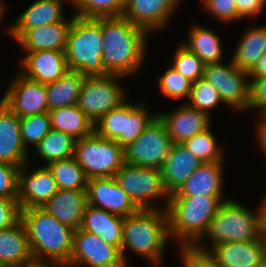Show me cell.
Segmentation results:
<instances>
[{
  "label": "cell",
  "mask_w": 266,
  "mask_h": 267,
  "mask_svg": "<svg viewBox=\"0 0 266 267\" xmlns=\"http://www.w3.org/2000/svg\"><path fill=\"white\" fill-rule=\"evenodd\" d=\"M121 254L128 266L125 249L159 265L169 235L168 214L163 209H139L124 217Z\"/></svg>",
  "instance_id": "277c9868"
},
{
  "label": "cell",
  "mask_w": 266,
  "mask_h": 267,
  "mask_svg": "<svg viewBox=\"0 0 266 267\" xmlns=\"http://www.w3.org/2000/svg\"><path fill=\"white\" fill-rule=\"evenodd\" d=\"M28 151L21 138L20 118L0 101V162L21 168L27 164Z\"/></svg>",
  "instance_id": "d6986e66"
},
{
  "label": "cell",
  "mask_w": 266,
  "mask_h": 267,
  "mask_svg": "<svg viewBox=\"0 0 266 267\" xmlns=\"http://www.w3.org/2000/svg\"><path fill=\"white\" fill-rule=\"evenodd\" d=\"M157 115L165 124L173 144H182L210 127V116L188 104L180 106L172 113L163 112Z\"/></svg>",
  "instance_id": "ffe728a7"
},
{
  "label": "cell",
  "mask_w": 266,
  "mask_h": 267,
  "mask_svg": "<svg viewBox=\"0 0 266 267\" xmlns=\"http://www.w3.org/2000/svg\"><path fill=\"white\" fill-rule=\"evenodd\" d=\"M202 5L221 21H235L241 19L235 0H200Z\"/></svg>",
  "instance_id": "7bdbcfd3"
},
{
  "label": "cell",
  "mask_w": 266,
  "mask_h": 267,
  "mask_svg": "<svg viewBox=\"0 0 266 267\" xmlns=\"http://www.w3.org/2000/svg\"><path fill=\"white\" fill-rule=\"evenodd\" d=\"M229 199L222 196L170 195L166 209L169 235L181 246H194L203 239L220 206Z\"/></svg>",
  "instance_id": "3957f363"
},
{
  "label": "cell",
  "mask_w": 266,
  "mask_h": 267,
  "mask_svg": "<svg viewBox=\"0 0 266 267\" xmlns=\"http://www.w3.org/2000/svg\"><path fill=\"white\" fill-rule=\"evenodd\" d=\"M21 62L20 73L28 79L42 84L57 81L69 70L65 51L42 50L27 52Z\"/></svg>",
  "instance_id": "ac0fdd59"
},
{
  "label": "cell",
  "mask_w": 266,
  "mask_h": 267,
  "mask_svg": "<svg viewBox=\"0 0 266 267\" xmlns=\"http://www.w3.org/2000/svg\"><path fill=\"white\" fill-rule=\"evenodd\" d=\"M119 75L85 77L77 106L93 122L125 102Z\"/></svg>",
  "instance_id": "9c48e42d"
},
{
  "label": "cell",
  "mask_w": 266,
  "mask_h": 267,
  "mask_svg": "<svg viewBox=\"0 0 266 267\" xmlns=\"http://www.w3.org/2000/svg\"><path fill=\"white\" fill-rule=\"evenodd\" d=\"M86 195L87 204L122 217L139 210L114 177L89 179Z\"/></svg>",
  "instance_id": "9a60e30c"
},
{
  "label": "cell",
  "mask_w": 266,
  "mask_h": 267,
  "mask_svg": "<svg viewBox=\"0 0 266 267\" xmlns=\"http://www.w3.org/2000/svg\"><path fill=\"white\" fill-rule=\"evenodd\" d=\"M27 233L21 220L0 231V267H20L32 262Z\"/></svg>",
  "instance_id": "484cf974"
},
{
  "label": "cell",
  "mask_w": 266,
  "mask_h": 267,
  "mask_svg": "<svg viewBox=\"0 0 266 267\" xmlns=\"http://www.w3.org/2000/svg\"><path fill=\"white\" fill-rule=\"evenodd\" d=\"M87 179L114 177L125 164L124 147L95 132L76 140L74 156Z\"/></svg>",
  "instance_id": "52a82bcc"
},
{
  "label": "cell",
  "mask_w": 266,
  "mask_h": 267,
  "mask_svg": "<svg viewBox=\"0 0 266 267\" xmlns=\"http://www.w3.org/2000/svg\"><path fill=\"white\" fill-rule=\"evenodd\" d=\"M201 164L183 144H172L169 155L160 168L169 195L176 193Z\"/></svg>",
  "instance_id": "44dd1931"
},
{
  "label": "cell",
  "mask_w": 266,
  "mask_h": 267,
  "mask_svg": "<svg viewBox=\"0 0 266 267\" xmlns=\"http://www.w3.org/2000/svg\"><path fill=\"white\" fill-rule=\"evenodd\" d=\"M223 162L202 163L172 195L222 196Z\"/></svg>",
  "instance_id": "4316f807"
},
{
  "label": "cell",
  "mask_w": 266,
  "mask_h": 267,
  "mask_svg": "<svg viewBox=\"0 0 266 267\" xmlns=\"http://www.w3.org/2000/svg\"><path fill=\"white\" fill-rule=\"evenodd\" d=\"M20 167L0 162V198H18Z\"/></svg>",
  "instance_id": "b9f144b4"
},
{
  "label": "cell",
  "mask_w": 266,
  "mask_h": 267,
  "mask_svg": "<svg viewBox=\"0 0 266 267\" xmlns=\"http://www.w3.org/2000/svg\"><path fill=\"white\" fill-rule=\"evenodd\" d=\"M102 62L109 75L126 77L144 61L148 32L123 16L101 18Z\"/></svg>",
  "instance_id": "6da1fadb"
},
{
  "label": "cell",
  "mask_w": 266,
  "mask_h": 267,
  "mask_svg": "<svg viewBox=\"0 0 266 267\" xmlns=\"http://www.w3.org/2000/svg\"><path fill=\"white\" fill-rule=\"evenodd\" d=\"M190 107L206 113L209 116V110L223 103L219 92L203 77L193 83L190 97Z\"/></svg>",
  "instance_id": "ab89813d"
},
{
  "label": "cell",
  "mask_w": 266,
  "mask_h": 267,
  "mask_svg": "<svg viewBox=\"0 0 266 267\" xmlns=\"http://www.w3.org/2000/svg\"><path fill=\"white\" fill-rule=\"evenodd\" d=\"M265 52L266 25L249 28L240 40L232 61L239 69L249 73Z\"/></svg>",
  "instance_id": "f546056e"
},
{
  "label": "cell",
  "mask_w": 266,
  "mask_h": 267,
  "mask_svg": "<svg viewBox=\"0 0 266 267\" xmlns=\"http://www.w3.org/2000/svg\"><path fill=\"white\" fill-rule=\"evenodd\" d=\"M85 77L79 71L68 70L57 81L46 84L49 110L77 105Z\"/></svg>",
  "instance_id": "f1b7e54d"
},
{
  "label": "cell",
  "mask_w": 266,
  "mask_h": 267,
  "mask_svg": "<svg viewBox=\"0 0 266 267\" xmlns=\"http://www.w3.org/2000/svg\"><path fill=\"white\" fill-rule=\"evenodd\" d=\"M51 129L67 133L79 140L94 132L93 122L77 106H66L48 111Z\"/></svg>",
  "instance_id": "83f0119b"
},
{
  "label": "cell",
  "mask_w": 266,
  "mask_h": 267,
  "mask_svg": "<svg viewBox=\"0 0 266 267\" xmlns=\"http://www.w3.org/2000/svg\"><path fill=\"white\" fill-rule=\"evenodd\" d=\"M260 119L256 128H257V139L259 142V145L261 147V149L263 150V152L266 155V112H261L260 114Z\"/></svg>",
  "instance_id": "c3c4849f"
},
{
  "label": "cell",
  "mask_w": 266,
  "mask_h": 267,
  "mask_svg": "<svg viewBox=\"0 0 266 267\" xmlns=\"http://www.w3.org/2000/svg\"><path fill=\"white\" fill-rule=\"evenodd\" d=\"M73 18L74 16L70 20L65 19L61 22L26 30L16 41L22 45L25 52L42 50L65 51Z\"/></svg>",
  "instance_id": "7402d4cb"
},
{
  "label": "cell",
  "mask_w": 266,
  "mask_h": 267,
  "mask_svg": "<svg viewBox=\"0 0 266 267\" xmlns=\"http://www.w3.org/2000/svg\"><path fill=\"white\" fill-rule=\"evenodd\" d=\"M1 101L19 118L49 111L46 84L28 79L20 72L9 83Z\"/></svg>",
  "instance_id": "4fadbf2b"
},
{
  "label": "cell",
  "mask_w": 266,
  "mask_h": 267,
  "mask_svg": "<svg viewBox=\"0 0 266 267\" xmlns=\"http://www.w3.org/2000/svg\"><path fill=\"white\" fill-rule=\"evenodd\" d=\"M5 4L0 0V23L3 19V16H4V12H5Z\"/></svg>",
  "instance_id": "f5cc1de1"
},
{
  "label": "cell",
  "mask_w": 266,
  "mask_h": 267,
  "mask_svg": "<svg viewBox=\"0 0 266 267\" xmlns=\"http://www.w3.org/2000/svg\"><path fill=\"white\" fill-rule=\"evenodd\" d=\"M198 250L209 252L220 267H256L266 259V237L247 242H225L211 250L195 244Z\"/></svg>",
  "instance_id": "5bb4252c"
},
{
  "label": "cell",
  "mask_w": 266,
  "mask_h": 267,
  "mask_svg": "<svg viewBox=\"0 0 266 267\" xmlns=\"http://www.w3.org/2000/svg\"><path fill=\"white\" fill-rule=\"evenodd\" d=\"M172 144L165 124L157 116L134 142L124 147L125 164L160 169Z\"/></svg>",
  "instance_id": "30bf717a"
},
{
  "label": "cell",
  "mask_w": 266,
  "mask_h": 267,
  "mask_svg": "<svg viewBox=\"0 0 266 267\" xmlns=\"http://www.w3.org/2000/svg\"><path fill=\"white\" fill-rule=\"evenodd\" d=\"M189 32V41L183 44L185 47L195 53L206 65L222 61V46L215 31L196 25Z\"/></svg>",
  "instance_id": "4dcf8cb0"
},
{
  "label": "cell",
  "mask_w": 266,
  "mask_h": 267,
  "mask_svg": "<svg viewBox=\"0 0 266 267\" xmlns=\"http://www.w3.org/2000/svg\"><path fill=\"white\" fill-rule=\"evenodd\" d=\"M205 237L211 241L210 250L225 242H247L263 237L259 213L255 214L236 200L225 201L210 222Z\"/></svg>",
  "instance_id": "8992f818"
},
{
  "label": "cell",
  "mask_w": 266,
  "mask_h": 267,
  "mask_svg": "<svg viewBox=\"0 0 266 267\" xmlns=\"http://www.w3.org/2000/svg\"><path fill=\"white\" fill-rule=\"evenodd\" d=\"M124 217L86 205L80 228L121 251Z\"/></svg>",
  "instance_id": "d4e9b609"
},
{
  "label": "cell",
  "mask_w": 266,
  "mask_h": 267,
  "mask_svg": "<svg viewBox=\"0 0 266 267\" xmlns=\"http://www.w3.org/2000/svg\"><path fill=\"white\" fill-rule=\"evenodd\" d=\"M18 199L0 198V231L10 228L20 220Z\"/></svg>",
  "instance_id": "bcb514c9"
},
{
  "label": "cell",
  "mask_w": 266,
  "mask_h": 267,
  "mask_svg": "<svg viewBox=\"0 0 266 267\" xmlns=\"http://www.w3.org/2000/svg\"><path fill=\"white\" fill-rule=\"evenodd\" d=\"M75 16L82 18H108L123 15L126 0H73Z\"/></svg>",
  "instance_id": "e575fe53"
},
{
  "label": "cell",
  "mask_w": 266,
  "mask_h": 267,
  "mask_svg": "<svg viewBox=\"0 0 266 267\" xmlns=\"http://www.w3.org/2000/svg\"><path fill=\"white\" fill-rule=\"evenodd\" d=\"M262 204V205H261ZM260 204L259 207V219H260V228L262 231L263 236L266 237V197L264 198V201Z\"/></svg>",
  "instance_id": "f907efd6"
},
{
  "label": "cell",
  "mask_w": 266,
  "mask_h": 267,
  "mask_svg": "<svg viewBox=\"0 0 266 267\" xmlns=\"http://www.w3.org/2000/svg\"><path fill=\"white\" fill-rule=\"evenodd\" d=\"M157 116V114H149L144 103L136 105L127 114L125 132L117 141L118 144L126 147L131 142H134Z\"/></svg>",
  "instance_id": "74e56055"
},
{
  "label": "cell",
  "mask_w": 266,
  "mask_h": 267,
  "mask_svg": "<svg viewBox=\"0 0 266 267\" xmlns=\"http://www.w3.org/2000/svg\"><path fill=\"white\" fill-rule=\"evenodd\" d=\"M256 267H266V259Z\"/></svg>",
  "instance_id": "db71d44e"
},
{
  "label": "cell",
  "mask_w": 266,
  "mask_h": 267,
  "mask_svg": "<svg viewBox=\"0 0 266 267\" xmlns=\"http://www.w3.org/2000/svg\"><path fill=\"white\" fill-rule=\"evenodd\" d=\"M64 0H36L10 26L9 33L16 40L24 31L64 21Z\"/></svg>",
  "instance_id": "cb8c5ba5"
},
{
  "label": "cell",
  "mask_w": 266,
  "mask_h": 267,
  "mask_svg": "<svg viewBox=\"0 0 266 267\" xmlns=\"http://www.w3.org/2000/svg\"><path fill=\"white\" fill-rule=\"evenodd\" d=\"M173 67L193 83L203 77L206 64L183 44L174 54Z\"/></svg>",
  "instance_id": "60d3db41"
},
{
  "label": "cell",
  "mask_w": 266,
  "mask_h": 267,
  "mask_svg": "<svg viewBox=\"0 0 266 267\" xmlns=\"http://www.w3.org/2000/svg\"><path fill=\"white\" fill-rule=\"evenodd\" d=\"M158 80V86L165 98L189 99L193 82L179 73L173 66L168 68Z\"/></svg>",
  "instance_id": "f35d334b"
},
{
  "label": "cell",
  "mask_w": 266,
  "mask_h": 267,
  "mask_svg": "<svg viewBox=\"0 0 266 267\" xmlns=\"http://www.w3.org/2000/svg\"><path fill=\"white\" fill-rule=\"evenodd\" d=\"M123 102L94 123V132L104 139L118 141L125 132L127 114L136 106Z\"/></svg>",
  "instance_id": "836d02e7"
},
{
  "label": "cell",
  "mask_w": 266,
  "mask_h": 267,
  "mask_svg": "<svg viewBox=\"0 0 266 267\" xmlns=\"http://www.w3.org/2000/svg\"><path fill=\"white\" fill-rule=\"evenodd\" d=\"M250 98L248 109L266 112V76L250 77Z\"/></svg>",
  "instance_id": "f6af8a7d"
},
{
  "label": "cell",
  "mask_w": 266,
  "mask_h": 267,
  "mask_svg": "<svg viewBox=\"0 0 266 267\" xmlns=\"http://www.w3.org/2000/svg\"><path fill=\"white\" fill-rule=\"evenodd\" d=\"M51 130L48 112L20 118L21 138L26 149L27 145L36 147Z\"/></svg>",
  "instance_id": "8d00e7d4"
},
{
  "label": "cell",
  "mask_w": 266,
  "mask_h": 267,
  "mask_svg": "<svg viewBox=\"0 0 266 267\" xmlns=\"http://www.w3.org/2000/svg\"><path fill=\"white\" fill-rule=\"evenodd\" d=\"M114 178L139 209H158L152 200L164 197L167 208L170 195L165 189L161 169L124 164Z\"/></svg>",
  "instance_id": "ba28073f"
},
{
  "label": "cell",
  "mask_w": 266,
  "mask_h": 267,
  "mask_svg": "<svg viewBox=\"0 0 266 267\" xmlns=\"http://www.w3.org/2000/svg\"><path fill=\"white\" fill-rule=\"evenodd\" d=\"M86 205V191L58 190L42 208L60 223L77 230L81 226Z\"/></svg>",
  "instance_id": "603a6c76"
},
{
  "label": "cell",
  "mask_w": 266,
  "mask_h": 267,
  "mask_svg": "<svg viewBox=\"0 0 266 267\" xmlns=\"http://www.w3.org/2000/svg\"><path fill=\"white\" fill-rule=\"evenodd\" d=\"M248 77L250 78L249 73L239 69L232 60L227 66L222 62L207 64L203 73V78L219 92L223 104L238 111L248 109L250 98Z\"/></svg>",
  "instance_id": "8fae6325"
},
{
  "label": "cell",
  "mask_w": 266,
  "mask_h": 267,
  "mask_svg": "<svg viewBox=\"0 0 266 267\" xmlns=\"http://www.w3.org/2000/svg\"><path fill=\"white\" fill-rule=\"evenodd\" d=\"M20 267H60V266L53 264V263H50L48 261L43 262V261L33 260L32 262L25 264V265H22Z\"/></svg>",
  "instance_id": "816d5d0a"
},
{
  "label": "cell",
  "mask_w": 266,
  "mask_h": 267,
  "mask_svg": "<svg viewBox=\"0 0 266 267\" xmlns=\"http://www.w3.org/2000/svg\"><path fill=\"white\" fill-rule=\"evenodd\" d=\"M238 14L241 18L253 17L259 14L266 4V0H235Z\"/></svg>",
  "instance_id": "7dc6e473"
},
{
  "label": "cell",
  "mask_w": 266,
  "mask_h": 267,
  "mask_svg": "<svg viewBox=\"0 0 266 267\" xmlns=\"http://www.w3.org/2000/svg\"><path fill=\"white\" fill-rule=\"evenodd\" d=\"M210 127L182 143L201 163L223 162V149L216 144Z\"/></svg>",
  "instance_id": "d590c367"
},
{
  "label": "cell",
  "mask_w": 266,
  "mask_h": 267,
  "mask_svg": "<svg viewBox=\"0 0 266 267\" xmlns=\"http://www.w3.org/2000/svg\"><path fill=\"white\" fill-rule=\"evenodd\" d=\"M87 265L89 267H128L121 251L102 241L97 235L81 228L74 231L73 248L67 265Z\"/></svg>",
  "instance_id": "7c38bea8"
},
{
  "label": "cell",
  "mask_w": 266,
  "mask_h": 267,
  "mask_svg": "<svg viewBox=\"0 0 266 267\" xmlns=\"http://www.w3.org/2000/svg\"><path fill=\"white\" fill-rule=\"evenodd\" d=\"M180 251L184 267H220L209 252L194 246H181Z\"/></svg>",
  "instance_id": "ee69618b"
},
{
  "label": "cell",
  "mask_w": 266,
  "mask_h": 267,
  "mask_svg": "<svg viewBox=\"0 0 266 267\" xmlns=\"http://www.w3.org/2000/svg\"><path fill=\"white\" fill-rule=\"evenodd\" d=\"M102 52L101 18L74 15L65 49L68 69L86 77L109 75L102 62Z\"/></svg>",
  "instance_id": "5b68a950"
},
{
  "label": "cell",
  "mask_w": 266,
  "mask_h": 267,
  "mask_svg": "<svg viewBox=\"0 0 266 267\" xmlns=\"http://www.w3.org/2000/svg\"><path fill=\"white\" fill-rule=\"evenodd\" d=\"M54 177L58 190L86 191L87 177L74 157L46 165Z\"/></svg>",
  "instance_id": "d6a6232c"
},
{
  "label": "cell",
  "mask_w": 266,
  "mask_h": 267,
  "mask_svg": "<svg viewBox=\"0 0 266 267\" xmlns=\"http://www.w3.org/2000/svg\"><path fill=\"white\" fill-rule=\"evenodd\" d=\"M180 0H126L123 17L147 32L167 26Z\"/></svg>",
  "instance_id": "e0dca14e"
},
{
  "label": "cell",
  "mask_w": 266,
  "mask_h": 267,
  "mask_svg": "<svg viewBox=\"0 0 266 267\" xmlns=\"http://www.w3.org/2000/svg\"><path fill=\"white\" fill-rule=\"evenodd\" d=\"M19 170L18 203L21 209L42 207L54 194L58 187L52 173L47 166L33 170L26 174V166Z\"/></svg>",
  "instance_id": "2e32d148"
},
{
  "label": "cell",
  "mask_w": 266,
  "mask_h": 267,
  "mask_svg": "<svg viewBox=\"0 0 266 267\" xmlns=\"http://www.w3.org/2000/svg\"><path fill=\"white\" fill-rule=\"evenodd\" d=\"M250 77L266 76V52L259 58L254 68L249 72Z\"/></svg>",
  "instance_id": "681fc988"
},
{
  "label": "cell",
  "mask_w": 266,
  "mask_h": 267,
  "mask_svg": "<svg viewBox=\"0 0 266 267\" xmlns=\"http://www.w3.org/2000/svg\"><path fill=\"white\" fill-rule=\"evenodd\" d=\"M20 220L25 227L33 259L67 267L75 230L60 223L42 207L21 209Z\"/></svg>",
  "instance_id": "7a4b0ae2"
},
{
  "label": "cell",
  "mask_w": 266,
  "mask_h": 267,
  "mask_svg": "<svg viewBox=\"0 0 266 267\" xmlns=\"http://www.w3.org/2000/svg\"><path fill=\"white\" fill-rule=\"evenodd\" d=\"M76 139L67 133L52 129L35 147L46 165L74 156Z\"/></svg>",
  "instance_id": "1f68e13d"
}]
</instances>
